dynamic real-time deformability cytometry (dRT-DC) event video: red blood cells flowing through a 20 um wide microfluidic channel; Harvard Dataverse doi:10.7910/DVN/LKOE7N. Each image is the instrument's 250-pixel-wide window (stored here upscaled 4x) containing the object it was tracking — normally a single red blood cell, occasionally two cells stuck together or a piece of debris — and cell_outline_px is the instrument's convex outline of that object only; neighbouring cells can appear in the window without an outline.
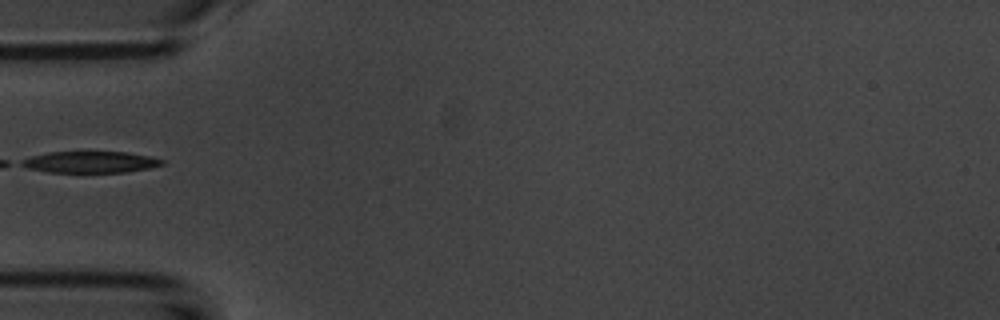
{"species": "common noctule bat (a hibernating species)", "species_latin": "Nyctalus noctula", "temperature_condition": "room temperature", "stored_images_in_passage": 1, "camera_frame_rate_fps": 3000, "um_per_image_px": 0.085, "animal": {"sex": "male", "body_mass_g": 20.1, "forearm_length_mm": 53.5}, "frame": {"image": 1, "passage_image": 1, "time_ms": 0.0, "image_size_px": [1000, 320], "cell_outline_px": [[164, 164], [152, 168], [128, 172], [48, 172], [28, 168], [20, 164], [20, 160], [32, 156], [48, 152], [124, 152], [148, 156], [164, 160]], "centroid_in_image_um": [7.69, 13.78], "position_along_channel_um": 77.3, "area_um2": 17.51}}